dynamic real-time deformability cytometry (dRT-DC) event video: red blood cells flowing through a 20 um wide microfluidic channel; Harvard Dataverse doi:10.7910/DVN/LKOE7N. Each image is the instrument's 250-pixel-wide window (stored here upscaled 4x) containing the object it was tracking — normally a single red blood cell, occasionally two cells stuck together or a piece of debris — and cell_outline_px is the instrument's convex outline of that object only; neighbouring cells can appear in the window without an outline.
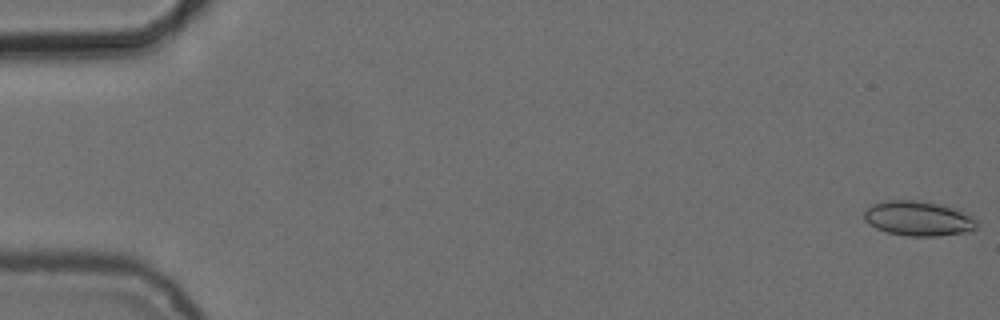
{"species": "common noctule bat (a hibernating species)", "species_latin": "Nyctalus noctula", "temperature_condition": "cold", "stored_images_in_passage": 55, "camera_frame_rate_fps": 3000, "um_per_image_px": 0.085, "animal": {"sex": "female", "body_mass_g": 24.6, "forearm_length_mm": 56.2}, "frame": {"image": 1, "passage_image": 1, "time_ms": 0.0, "image_size_px": [1000, 320], "cell_outline_px": [[976, 228], [968, 232], [936, 236], [908, 236], [888, 232], [876, 228], [868, 224], [864, 220], [864, 212], [872, 204], [884, 200], [916, 200], [936, 204], [972, 216], [976, 220]], "centroid_in_image_um": [77.99, 18.58], "position_along_channel_um": 7.0, "area_um2": 22.48}}
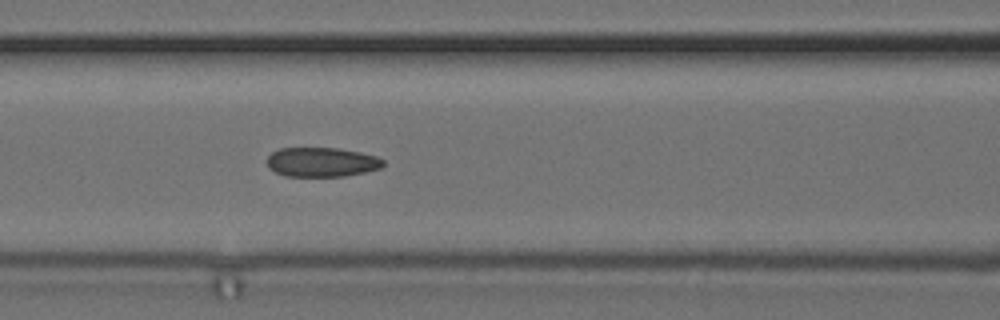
{"frame": {"image": 2, "passage_image": 24, "time_ms": 7.667, "image_size_px": [1000, 320], "cell_outline_px": [[384, 164], [380, 168], [364, 172], [344, 176], [284, 176], [268, 168], [268, 156], [272, 152], [280, 148], [340, 148], [360, 152], [376, 156], [384, 160]], "centroid_in_image_um": [27.34, 13.77], "position_along_channel_um": 139.3, "area_um2": 19.88}}
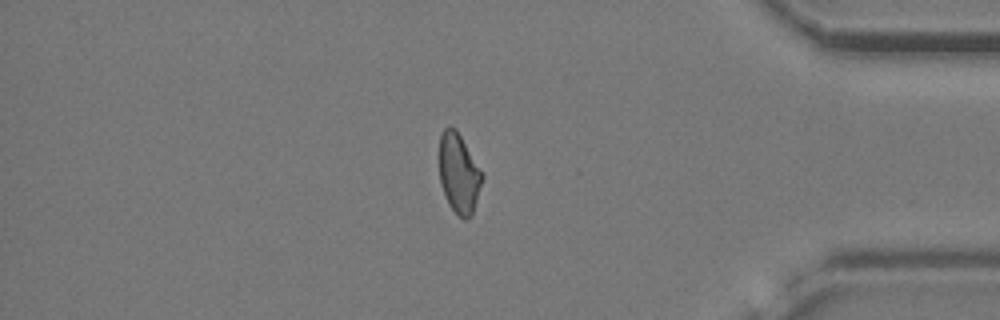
{"frame": {"image": 3, "passage_image": 47, "time_ms": 15.333, "image_size_px": [1000, 320], "cell_outline_px": [[484, 176], [472, 216], [468, 220], [464, 220], [448, 204], [444, 196], [440, 184], [440, 136], [444, 128], [448, 124], [456, 128], [484, 172]], "centroid_in_image_um": [39.02, 14.72], "position_along_channel_um": 396.2, "area_um2": 20.35}, "authors_computed_cell_mechanics": {"area_um2": 20.6346, "velocity_mm_per_s": 3.7581, "shape_relaxation_time_tau1_ms": null, "shape_relaxation_time_tau2_ms": 3.5879, "deformation_change_tau1": null, "deformation_change_tau2": 0.0949}}